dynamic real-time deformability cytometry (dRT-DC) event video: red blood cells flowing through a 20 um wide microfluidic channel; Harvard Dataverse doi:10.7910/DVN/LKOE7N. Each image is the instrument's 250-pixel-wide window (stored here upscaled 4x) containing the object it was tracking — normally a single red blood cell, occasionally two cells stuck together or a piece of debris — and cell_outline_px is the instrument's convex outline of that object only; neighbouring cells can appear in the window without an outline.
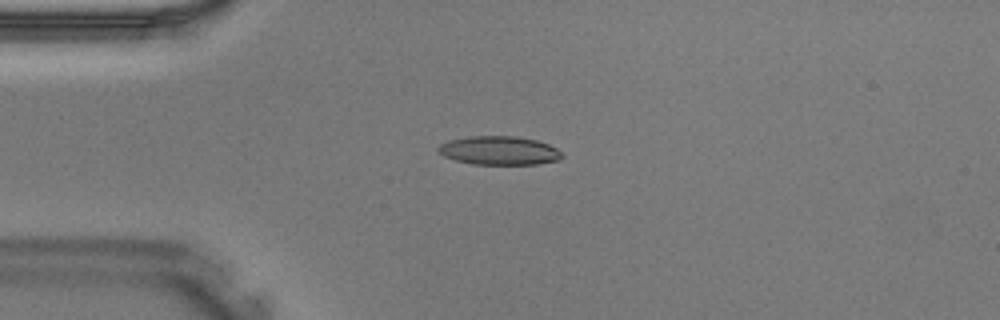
{"species": "Egyptian fruit bat (a non-hibernating species)", "species_latin": "Rousettus aegyptiacus", "temperature_condition": "warm", "stored_images_in_passage": 40, "camera_frame_rate_fps": 3000, "um_per_image_px": 0.085, "animal": {"sex": "male"}, "frame": {"image": 1, "passage_image": 10, "time_ms": 3.0, "image_size_px": [1000, 320], "cell_outline_px": [[564, 156], [556, 160], [540, 164], [472, 164], [456, 160], [444, 156], [436, 148], [440, 144], [448, 140], [468, 136], [516, 136], [536, 140], [548, 144], [556, 148]], "centroid_in_image_um": [42.41, 12.79], "position_along_channel_um": 42.6, "area_um2": 20.63}}
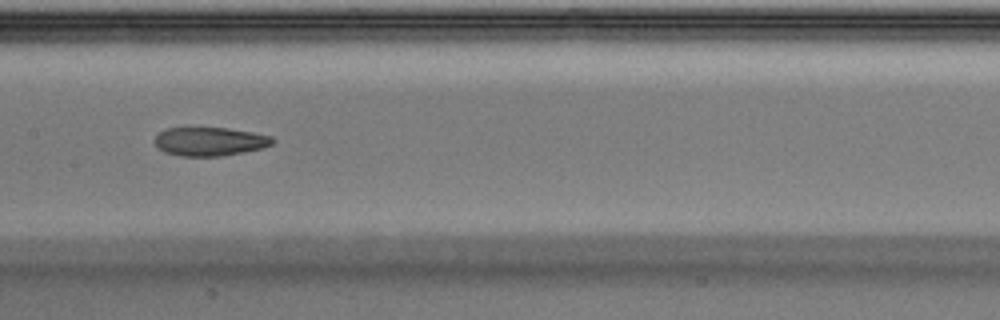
{"frame": {"image": 2, "passage_image": 20, "time_ms": 6.333, "image_size_px": [1000, 320], "cell_outline_px": [[276, 140], [272, 144], [260, 148], [244, 152], [220, 156], [180, 156], [164, 152], [156, 148], [152, 140], [164, 128], [228, 128], [252, 132], [272, 136]], "centroid_in_image_um": [17.79, 12.03], "position_along_channel_um": 189.6, "area_um2": 19.83}}
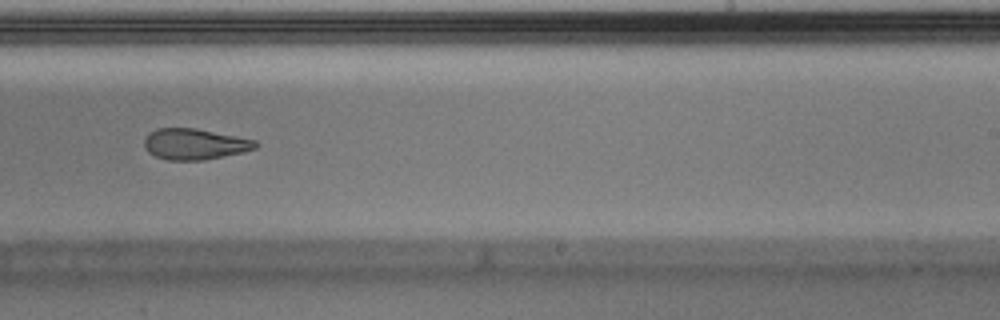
{"frame": {"image": 3, "passage_image": 25, "time_ms": 8.0, "image_size_px": [1000, 320], "cell_outline_px": [[260, 144], [256, 148], [244, 152], [204, 160], [168, 160], [156, 156], [148, 152], [144, 144], [144, 140], [148, 132], [156, 128], [196, 128], [256, 140]], "centroid_in_image_um": [16.56, 12.24], "position_along_channel_um": 272.4, "area_um2": 20.17}}